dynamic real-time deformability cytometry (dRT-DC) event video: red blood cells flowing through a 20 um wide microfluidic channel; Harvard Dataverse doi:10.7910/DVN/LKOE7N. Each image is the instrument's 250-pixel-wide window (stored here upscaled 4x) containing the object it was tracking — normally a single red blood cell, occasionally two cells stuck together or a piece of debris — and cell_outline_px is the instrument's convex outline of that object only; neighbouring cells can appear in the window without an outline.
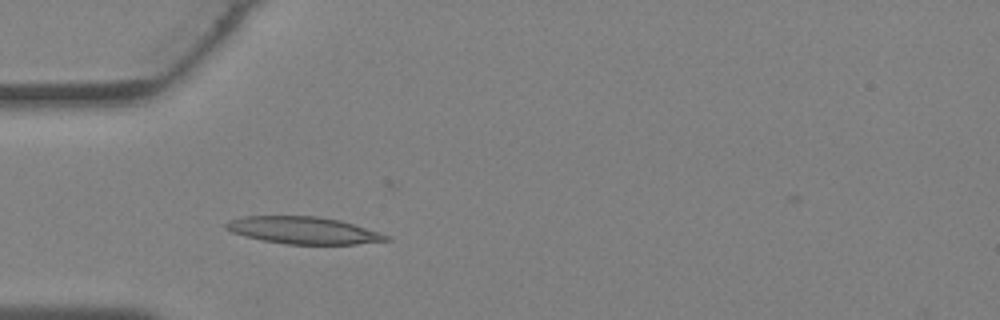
{"species": "Egyptian fruit bat (a non-hibernating species)", "species_latin": "Rousettus aegyptiacus", "temperature_condition": "warm", "stored_images_in_passage": 21, "camera_frame_rate_fps": 3000, "um_per_image_px": 0.085, "animal": {"sex": "female"}, "frame": {"image": 1, "passage_image": 1, "time_ms": 0.0, "image_size_px": [1000, 320], "cell_outline_px": [[392, 240], [356, 244], [284, 244], [244, 236], [232, 232], [224, 228], [224, 224], [228, 220], [240, 216], [316, 216], [340, 220], [380, 232], [392, 236]], "centroid_in_image_um": [25.79, 19.57], "position_along_channel_um": 59.2, "area_um2": 25.49}}
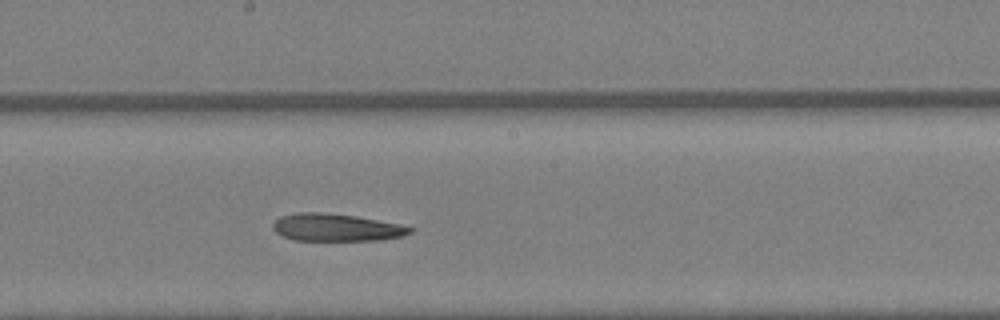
{"frame": {"image": 2, "passage_image": 10, "time_ms": 3.0, "image_size_px": [1000, 320], "cell_outline_px": [[416, 228], [412, 232], [404, 236], [380, 240], [296, 240], [284, 236], [276, 232], [272, 228], [272, 224], [280, 216], [296, 212], [324, 212], [356, 216]], "centroid_in_image_um": [28.57, 19.33], "position_along_channel_um": 219.6, "area_um2": 21.85}}
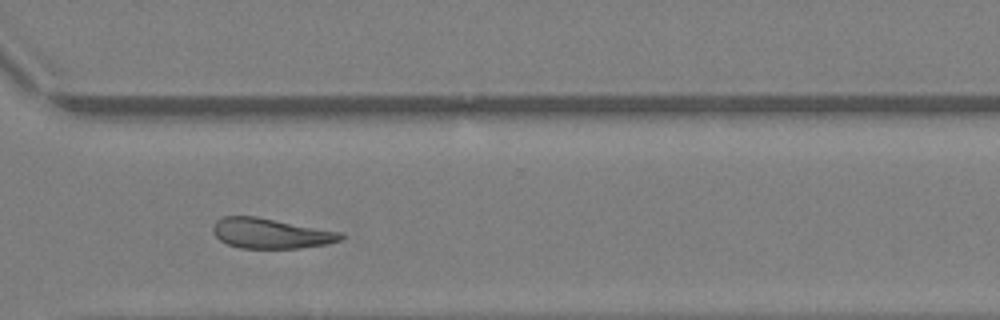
{"frame": {"image": 3, "passage_image": 17, "time_ms": 5.333, "image_size_px": [1000, 320], "cell_outline_px": [[344, 236], [340, 240], [328, 244], [300, 248], [240, 248], [228, 244], [220, 240], [212, 232], [212, 228], [216, 220], [224, 216], [256, 216], [344, 232]], "centroid_in_image_um": [23.03, 19.83], "position_along_channel_um": 347.6, "area_um2": 22.66}}